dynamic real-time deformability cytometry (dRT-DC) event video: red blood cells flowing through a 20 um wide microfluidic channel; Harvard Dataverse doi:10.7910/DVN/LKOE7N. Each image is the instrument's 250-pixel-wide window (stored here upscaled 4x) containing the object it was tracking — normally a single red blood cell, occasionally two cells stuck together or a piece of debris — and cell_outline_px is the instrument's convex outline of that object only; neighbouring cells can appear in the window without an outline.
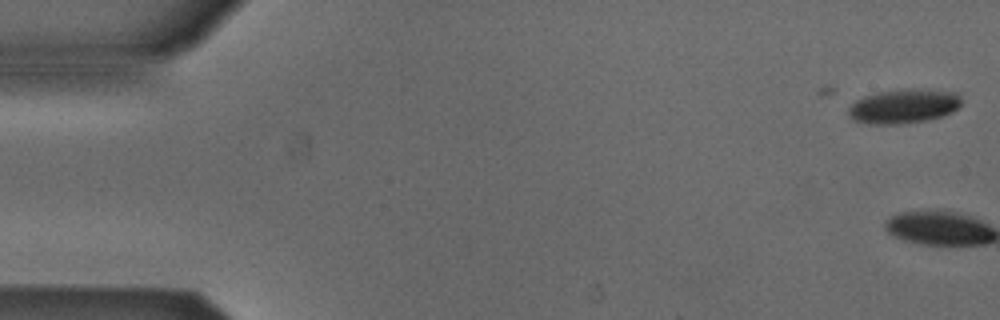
{"species": "Egyptian fruit bat (a non-hibernating species)", "species_latin": "Rousettus aegyptiacus", "temperature_condition": "cold", "stored_images_in_passage": 2, "camera_frame_rate_fps": 3000, "um_per_image_px": 0.085, "animal": {"sex": "male"}, "frame": {"image": 1, "passage_image": 1, "time_ms": 0.0, "image_size_px": [1000, 320], "cell_outline_px": [[960, 104], [952, 112], [944, 116], [928, 120], [900, 124], [872, 124], [852, 120], [848, 116], [848, 108], [856, 100], [864, 96], [880, 92], [956, 92], [960, 96]], "centroid_in_image_um": [76.75, 9.1], "position_along_channel_um": 8.3, "area_um2": 21.5}}